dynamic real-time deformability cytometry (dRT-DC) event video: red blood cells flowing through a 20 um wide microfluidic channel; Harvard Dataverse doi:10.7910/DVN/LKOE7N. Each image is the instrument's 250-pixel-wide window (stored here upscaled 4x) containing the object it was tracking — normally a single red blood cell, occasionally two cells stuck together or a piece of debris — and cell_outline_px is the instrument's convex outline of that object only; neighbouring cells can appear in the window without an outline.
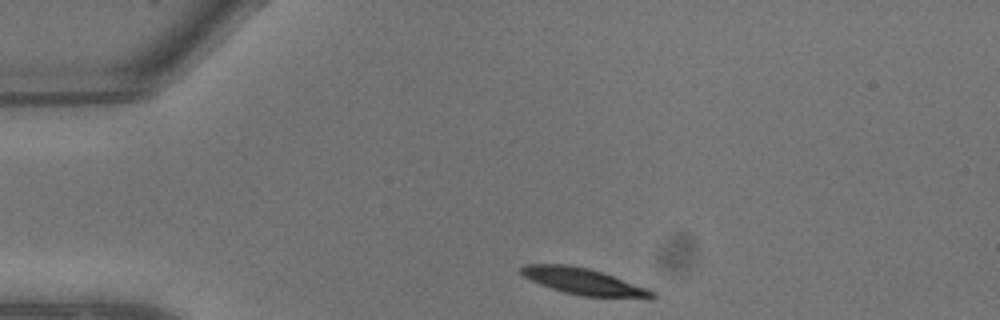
{"species": "common noctule bat (a hibernating species)", "species_latin": "Nyctalus noctula", "temperature_condition": "warm", "stored_images_in_passage": 3, "camera_frame_rate_fps": 3000, "um_per_image_px": 0.085, "animal": {"sex": "male", "body_mass_g": 13.3}, "frame": {"image": 1, "passage_image": 1, "time_ms": 0.0, "image_size_px": [1000, 320], "cell_outline_px": [[656, 296], [584, 296], [564, 292], [540, 284], [524, 276], [520, 272], [520, 268], [524, 264], [568, 264], [588, 268], [648, 288], [656, 292]], "centroid_in_image_um": [49.49, 23.88], "position_along_channel_um": 35.5, "area_um2": 19.36}}